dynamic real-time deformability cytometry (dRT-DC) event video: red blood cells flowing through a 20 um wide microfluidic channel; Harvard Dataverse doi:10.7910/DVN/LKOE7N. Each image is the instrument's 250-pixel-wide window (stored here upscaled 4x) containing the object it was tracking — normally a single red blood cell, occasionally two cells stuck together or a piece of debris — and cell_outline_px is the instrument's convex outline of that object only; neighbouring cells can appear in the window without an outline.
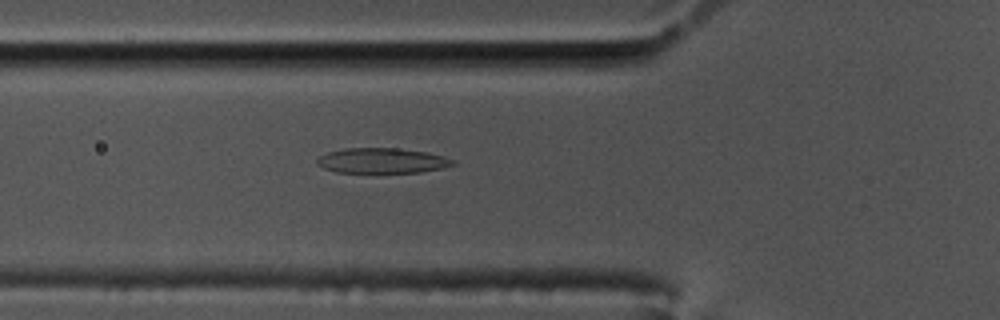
{"species": "common noctule bat (a hibernating species)", "species_latin": "Nyctalus noctula", "temperature_condition": "cold", "stored_images_in_passage": 53, "camera_frame_rate_fps": 3000, "um_per_image_px": 0.085, "animal": {"sex": "male", "body_mass_g": 17.5, "forearm_length_mm": 52.3}, "frame": {"image": 1, "passage_image": 16, "time_ms": 5.0, "image_size_px": [1000, 320], "cell_outline_px": [[456, 164], [444, 168], [420, 172], [376, 176], [336, 172], [324, 168], [316, 164], [316, 160], [320, 156], [328, 152], [344, 148], [396, 148], [428, 152], [444, 156], [456, 160]], "centroid_in_image_um": [32.49, 13.71], "position_along_channel_um": 93.3, "area_um2": 21.21}}
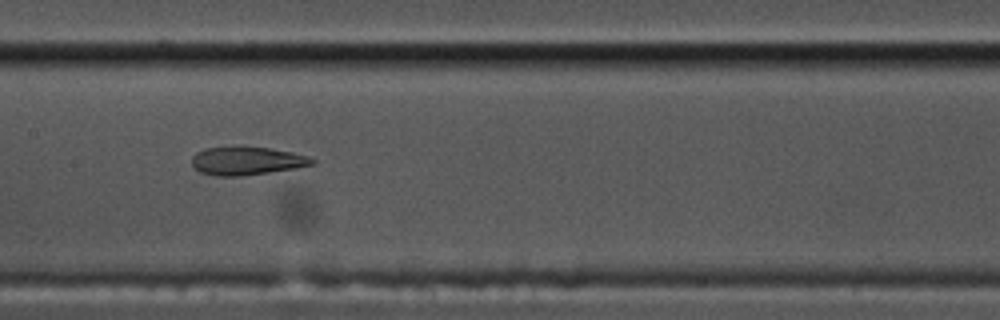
{"frame": {"image": 2, "passage_image": 24, "time_ms": 7.667, "image_size_px": [1000, 320], "cell_outline_px": [[316, 164], [268, 172], [240, 176], [216, 176], [200, 172], [192, 164], [192, 156], [196, 152], [204, 148], [236, 144], [240, 144], [268, 148], [292, 152], [308, 156], [316, 160]], "centroid_in_image_um": [20.93, 13.63], "position_along_channel_um": 186.5, "area_um2": 20.29}}
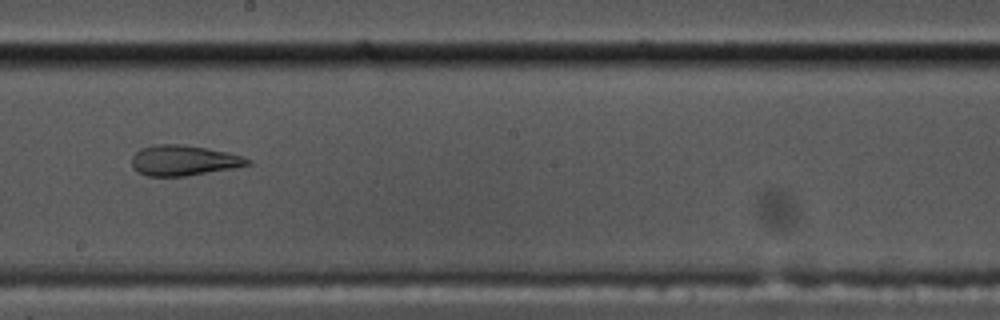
{"frame": {"image": 3, "passage_image": 28, "time_ms": 9.0, "image_size_px": [1000, 320], "cell_outline_px": [[252, 164], [232, 168], [184, 176], [148, 176], [132, 168], [132, 156], [140, 148], [152, 144], [180, 144], [228, 152], [244, 156], [252, 160]], "centroid_in_image_um": [15.61, 13.62], "position_along_channel_um": 232.6, "area_um2": 20.46}, "authors_computed_cell_mechanics": {"area_um2": 21.2704, "velocity_mm_per_s": 3.4775, "shape_relaxation_time_tau1_ms": null, "shape_relaxation_time_tau2_ms": 1.538, "deformation_change_tau1": null, "deformation_change_tau2": 0.0817}}